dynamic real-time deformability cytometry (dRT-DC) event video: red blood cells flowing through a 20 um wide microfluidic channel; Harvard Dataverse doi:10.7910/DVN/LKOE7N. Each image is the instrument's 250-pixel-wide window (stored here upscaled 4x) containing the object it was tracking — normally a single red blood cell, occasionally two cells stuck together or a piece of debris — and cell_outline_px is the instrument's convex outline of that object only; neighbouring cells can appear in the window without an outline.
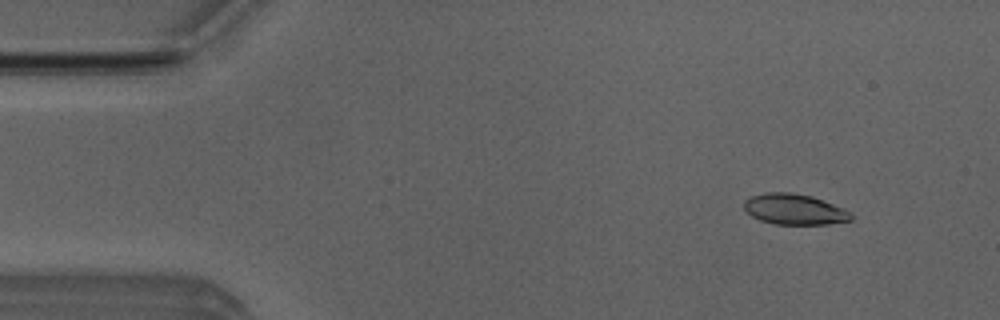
{"species": "Egyptian fruit bat (a non-hibernating species)", "species_latin": "Rousettus aegyptiacus", "temperature_condition": "room temperature", "stored_images_in_passage": 52, "segment_of_instrument_passage": [1, 2], "camera_frame_rate_fps": 3000, "um_per_image_px": 0.085, "animal": {"sex": "male"}, "frame": {"image": 1, "passage_image": 5, "time_ms": 1.333, "image_size_px": [1000, 320], "cell_outline_px": [[852, 220], [828, 224], [776, 224], [760, 220], [752, 216], [744, 208], [744, 200], [752, 196], [764, 192], [792, 192], [812, 196], [844, 208], [852, 212]], "centroid_in_image_um": [67.54, 17.78], "position_along_channel_um": 17.5, "area_um2": 19.19}}
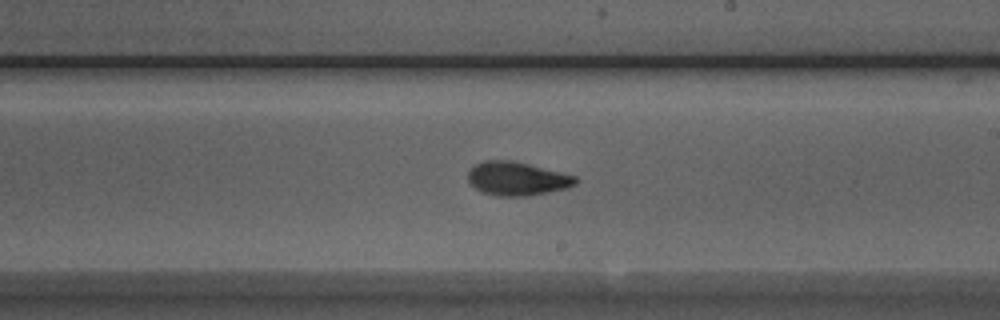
{"frame": {"image": 2, "passage_image": 29, "time_ms": 9.333, "image_size_px": [1000, 320], "cell_outline_px": [[576, 184], [568, 188], [528, 196], [496, 196], [484, 192], [476, 188], [468, 180], [468, 172], [472, 164], [484, 160], [512, 160], [576, 176]], "centroid_in_image_um": [43.92, 15.18], "position_along_channel_um": 245.1, "area_um2": 21.04}}
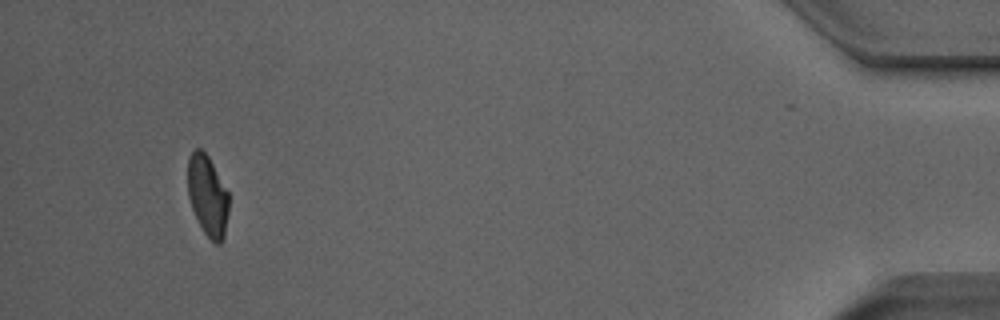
{"frame": {"image": 3, "passage_image": 48, "time_ms": 15.667, "image_size_px": [1000, 320], "cell_outline_px": [[228, 212], [224, 236], [220, 244], [216, 244], [204, 232], [192, 208], [188, 196], [188, 160], [192, 152], [196, 148], [200, 148], [208, 156], [228, 192]], "centroid_in_image_um": [17.64, 16.62], "position_along_channel_um": 417.6, "area_um2": 18.96}}